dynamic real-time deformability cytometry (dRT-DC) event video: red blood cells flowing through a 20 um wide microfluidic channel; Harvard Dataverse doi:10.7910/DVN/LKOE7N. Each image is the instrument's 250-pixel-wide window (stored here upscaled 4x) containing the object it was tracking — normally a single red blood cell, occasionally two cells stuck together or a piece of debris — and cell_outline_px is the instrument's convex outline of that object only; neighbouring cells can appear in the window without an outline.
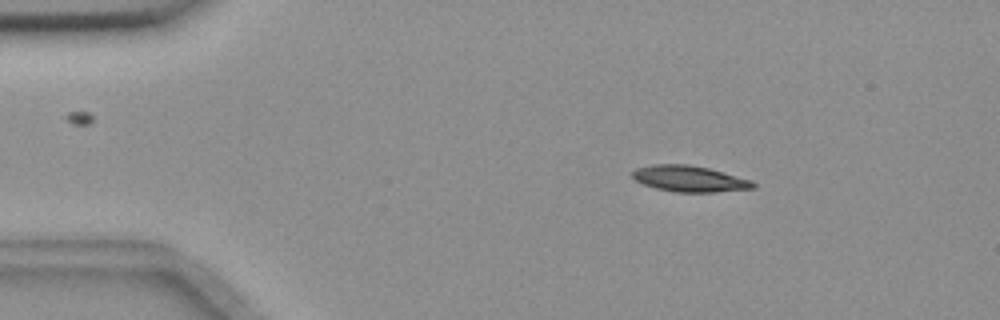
{"species": "common noctule bat (a hibernating species)", "species_latin": "Nyctalus noctula", "temperature_condition": "room temperature", "stored_images_in_passage": 3, "camera_frame_rate_fps": 3000, "um_per_image_px": 0.085, "animal": {"sex": "female", "body_mass_g": 18.4}, "frame": {"image": 1, "passage_image": 1, "time_ms": 0.0, "image_size_px": [1000, 320], "cell_outline_px": [[756, 188], [716, 192], [676, 192], [656, 188], [644, 184], [636, 180], [632, 176], [632, 172], [636, 168], [652, 164], [688, 164], [708, 168], [752, 180], [756, 184]], "centroid_in_image_um": [58.62, 15.19], "position_along_channel_um": 26.4, "area_um2": 18.32}}